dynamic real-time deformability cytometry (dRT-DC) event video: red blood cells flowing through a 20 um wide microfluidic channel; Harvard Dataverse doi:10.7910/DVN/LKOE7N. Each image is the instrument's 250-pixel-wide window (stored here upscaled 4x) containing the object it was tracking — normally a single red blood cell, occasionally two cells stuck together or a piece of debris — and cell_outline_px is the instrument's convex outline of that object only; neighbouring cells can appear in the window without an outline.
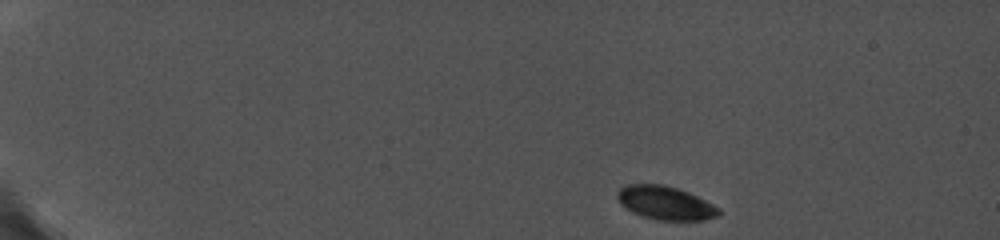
{"species": "common noctule bat (a hibernating species)", "species_latin": "Nyctalus noctula", "temperature_condition": "cold", "stored_images_in_passage": 14, "camera_frame_rate_fps": 5000, "um_per_image_px": 0.085, "animal": {"sex": "female", "body_mass_g": 19.0, "forearm_length_mm": 56.7}, "frame": {"image": 1, "passage_image": 1, "time_ms": 0.0, "image_size_px": [1000, 240], "cell_outline_px": [[720, 216], [704, 220], [656, 220], [632, 212], [624, 208], [620, 204], [616, 196], [616, 192], [624, 184], [664, 184], [688, 192], [720, 208]], "centroid_in_image_um": [56.52, 17.25], "position_along_channel_um": 28.5, "area_um2": 19.94}}
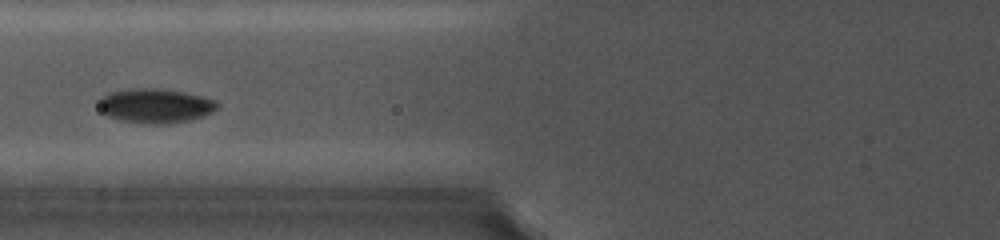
{"frame": {"image": 2, "passage_image": 6, "time_ms": 5.4, "image_size_px": [1000, 240], "cell_outline_px": [[220, 104], [212, 112], [188, 120], [168, 124], [148, 124], [120, 120], [108, 116], [100, 108], [100, 100], [108, 92], [136, 88], [160, 88], [184, 92], [216, 100]], "centroid_in_image_um": [13.22, 8.98], "position_along_channel_um": 112.6, "area_um2": 23.52}}
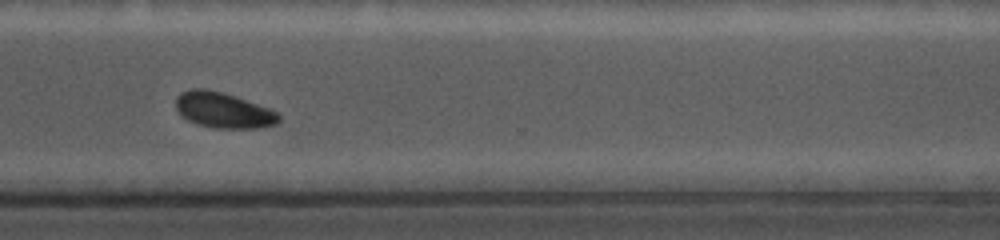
{"frame": {"image": 3, "passage_image": 12, "time_ms": 11.8, "image_size_px": [1000, 240], "cell_outline_px": [[280, 120], [276, 124], [260, 128], [212, 128], [196, 124], [180, 116], [176, 108], [176, 96], [180, 92], [192, 88], [204, 88], [224, 92], [236, 96], [268, 108], [276, 112], [280, 116]], "centroid_in_image_um": [18.94, 9.36], "position_along_channel_um": 351.7, "area_um2": 21.62}}